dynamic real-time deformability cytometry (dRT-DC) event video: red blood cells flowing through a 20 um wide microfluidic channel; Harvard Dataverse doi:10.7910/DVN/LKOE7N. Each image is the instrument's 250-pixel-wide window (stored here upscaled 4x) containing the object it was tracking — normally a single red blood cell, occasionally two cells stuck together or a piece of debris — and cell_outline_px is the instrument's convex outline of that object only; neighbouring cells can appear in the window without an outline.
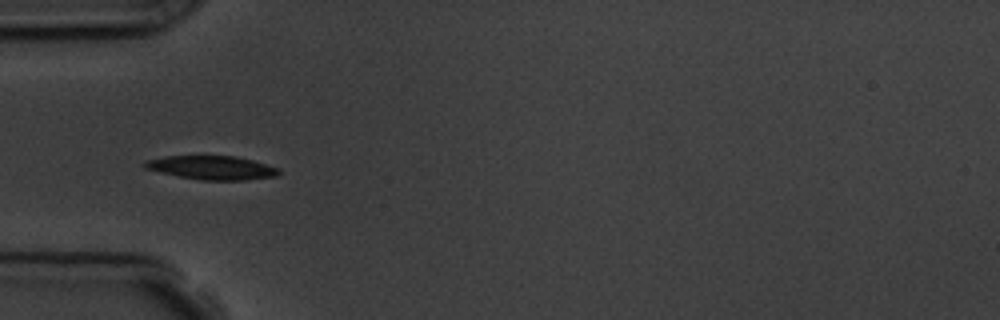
{"species": "common noctule bat (a hibernating species)", "species_latin": "Nyctalus noctula", "temperature_condition": "room temperature", "stored_images_in_passage": 8, "camera_frame_rate_fps": 3000, "um_per_image_px": 0.085, "animal": {"sex": "male", "body_mass_g": 19.5, "forearm_length_mm": 54.6}, "frame": {"image": 1, "passage_image": 4, "time_ms": 3.667, "image_size_px": [1000, 320], "cell_outline_px": [[280, 172], [276, 176], [244, 180], [200, 180], [160, 172], [144, 168], [140, 164], [144, 160], [164, 156], [204, 152], [236, 156], [252, 160], [280, 168]], "centroid_in_image_um": [17.92, 14.19], "position_along_channel_um": 67.1, "area_um2": 19.65}}